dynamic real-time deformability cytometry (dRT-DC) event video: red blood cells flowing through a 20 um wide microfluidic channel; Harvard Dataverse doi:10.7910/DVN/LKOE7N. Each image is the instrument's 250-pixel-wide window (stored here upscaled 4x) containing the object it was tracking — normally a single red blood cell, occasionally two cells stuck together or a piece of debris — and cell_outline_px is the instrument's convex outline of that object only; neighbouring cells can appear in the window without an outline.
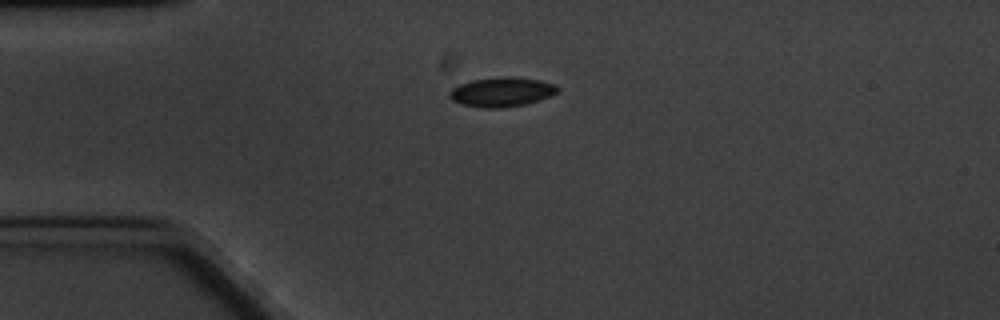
{"species": "common noctule bat (a hibernating species)", "species_latin": "Nyctalus noctula", "temperature_condition": "cold", "stored_images_in_passage": 4, "camera_frame_rate_fps": 3000, "um_per_image_px": 0.085, "animal": {"sex": "male", "body_mass_g": 20.1, "forearm_length_mm": 53.5}, "frame": {"image": 1, "passage_image": 4, "time_ms": 3.667, "image_size_px": [1000, 320], "cell_outline_px": [[560, 88], [556, 92], [540, 100], [524, 104], [500, 108], [480, 108], [460, 104], [452, 100], [448, 96], [448, 92], [452, 88], [460, 84], [472, 80], [500, 76], [512, 76], [540, 80], [556, 84]], "centroid_in_image_um": [42.61, 7.81], "position_along_channel_um": 42.4, "area_um2": 18.73}}